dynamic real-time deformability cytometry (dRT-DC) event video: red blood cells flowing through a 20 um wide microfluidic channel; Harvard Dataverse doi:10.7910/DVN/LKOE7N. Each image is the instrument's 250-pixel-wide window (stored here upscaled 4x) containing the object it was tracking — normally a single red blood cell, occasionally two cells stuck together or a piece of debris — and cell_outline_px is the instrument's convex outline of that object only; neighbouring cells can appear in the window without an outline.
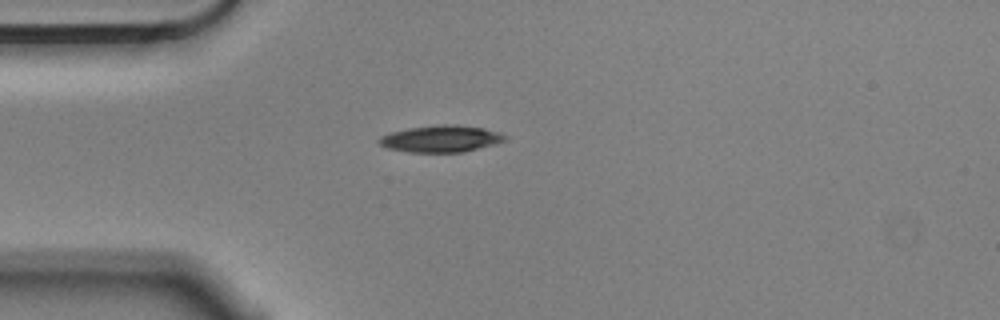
{"species": "Egyptian fruit bat (a non-hibernating species)", "species_latin": "Rousettus aegyptiacus", "temperature_condition": "cold", "stored_images_in_passage": 3, "camera_frame_rate_fps": 3000, "um_per_image_px": 0.085, "animal": {"sex": "male"}, "frame": {"image": 1, "passage_image": 3, "time_ms": 0.667, "image_size_px": [1000, 320], "cell_outline_px": [[508, 140], [496, 144], [464, 152], [408, 152], [388, 148], [380, 144], [376, 140], [380, 136], [392, 132], [408, 128], [444, 124], [456, 124], [484, 128], [500, 132], [508, 136]], "centroid_in_image_um": [37.53, 11.79], "position_along_channel_um": 47.5, "area_um2": 19.83}}